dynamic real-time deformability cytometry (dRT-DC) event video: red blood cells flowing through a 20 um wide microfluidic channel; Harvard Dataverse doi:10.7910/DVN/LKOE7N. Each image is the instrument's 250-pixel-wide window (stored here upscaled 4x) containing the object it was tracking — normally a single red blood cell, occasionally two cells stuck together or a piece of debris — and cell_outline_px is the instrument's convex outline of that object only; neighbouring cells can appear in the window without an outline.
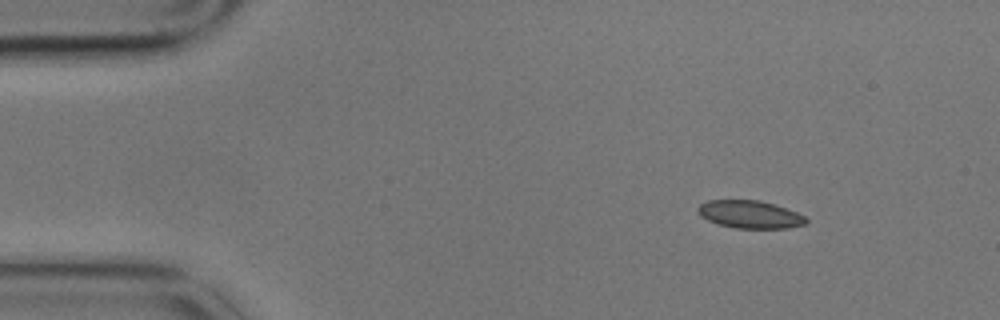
{"species": "common noctule bat (a hibernating species)", "species_latin": "Nyctalus noctula", "temperature_condition": "cold", "stored_images_in_passage": 13, "camera_frame_rate_fps": 3000, "um_per_image_px": 0.085, "animal": {"sex": "male", "body_mass_g": 17.9}, "frame": {"image": 1, "passage_image": 1, "time_ms": 0.0, "image_size_px": [1000, 320], "cell_outline_px": [[808, 224], [788, 228], [736, 228], [716, 224], [700, 216], [696, 212], [696, 208], [700, 204], [708, 200], [760, 200], [796, 212], [804, 216], [808, 220]], "centroid_in_image_um": [63.71, 18.23], "position_along_channel_um": 21.3, "area_um2": 17.57}}
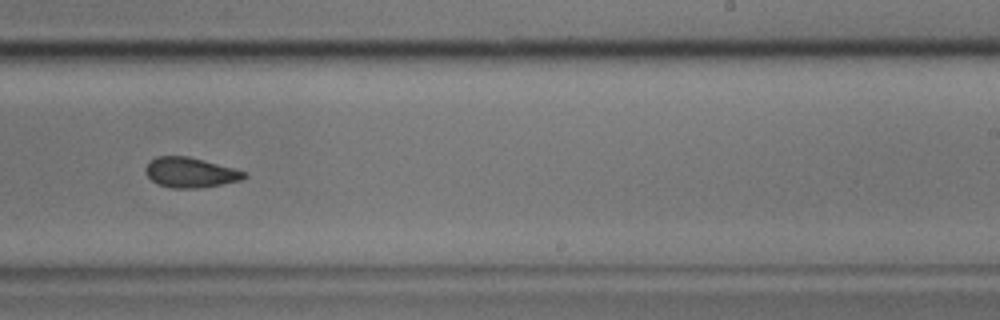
{"frame": {"image": 2, "passage_image": 8, "time_ms": 2.333, "image_size_px": [1000, 320], "cell_outline_px": [[248, 176], [240, 180], [200, 188], [172, 188], [160, 184], [152, 180], [144, 172], [144, 168], [156, 156], [188, 156], [204, 160], [248, 172]], "centroid_in_image_um": [16.19, 14.66], "position_along_channel_um": 272.8, "area_um2": 17.17}}
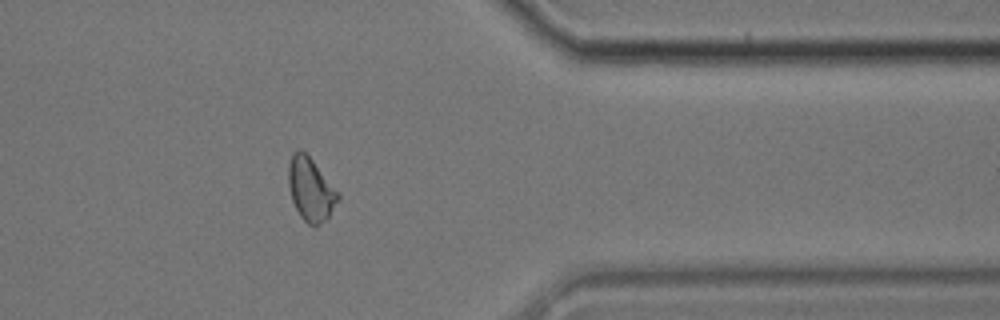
{"frame": {"image": 3, "passage_image": 11, "time_ms": 3.333, "image_size_px": [1000, 320], "cell_outline_px": [[340, 200], [328, 216], [316, 228], [308, 224], [300, 216], [292, 200], [288, 184], [288, 164], [292, 152], [300, 148], [312, 160], [340, 192]], "centroid_in_image_um": [26.41, 16.09], "position_along_channel_um": 385.0, "area_um2": 18.44}}